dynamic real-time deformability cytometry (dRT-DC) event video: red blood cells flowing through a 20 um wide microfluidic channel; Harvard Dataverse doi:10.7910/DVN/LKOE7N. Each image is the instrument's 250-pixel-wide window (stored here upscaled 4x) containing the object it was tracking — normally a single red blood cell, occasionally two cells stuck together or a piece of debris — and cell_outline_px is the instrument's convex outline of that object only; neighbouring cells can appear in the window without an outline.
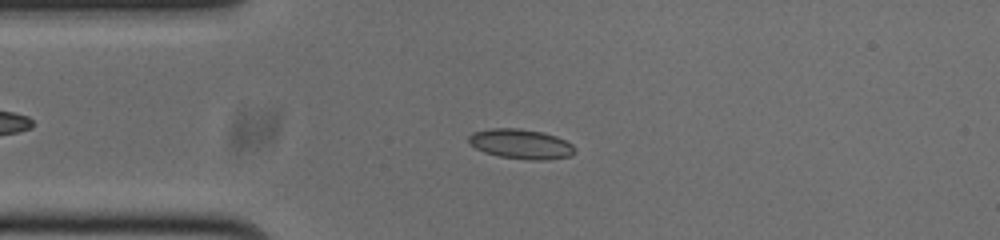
{"species": "common noctule bat (a hibernating species)", "species_latin": "Nyctalus noctula", "temperature_condition": "cold", "stored_images_in_passage": 52, "camera_frame_rate_fps": 3000, "um_per_image_px": 0.085, "animal": {"sex": "male", "body_mass_g": 20.0, "forearm_length_mm": 53.3}, "frame": {"image": 1, "passage_image": 11, "time_ms": 3.333, "image_size_px": [1000, 240], "cell_outline_px": [[576, 152], [568, 156], [548, 160], [528, 160], [500, 156], [484, 152], [468, 144], [468, 136], [472, 132], [488, 128], [520, 128], [544, 132], [556, 136], [572, 144], [576, 148]], "centroid_in_image_um": [44.26, 12.23], "position_along_channel_um": 40.7, "area_um2": 18.67}}
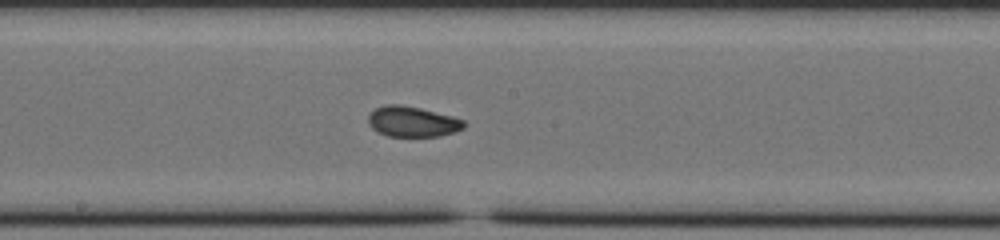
{"frame": {"image": 2, "passage_image": 26, "time_ms": 8.333, "image_size_px": [1000, 240], "cell_outline_px": [[464, 128], [456, 132], [440, 136], [388, 136], [376, 132], [368, 124], [368, 116], [376, 108], [384, 104], [400, 104], [420, 108], [452, 116], [464, 120]], "centroid_in_image_um": [35.04, 10.34], "position_along_channel_um": 213.2, "area_um2": 17.05}}
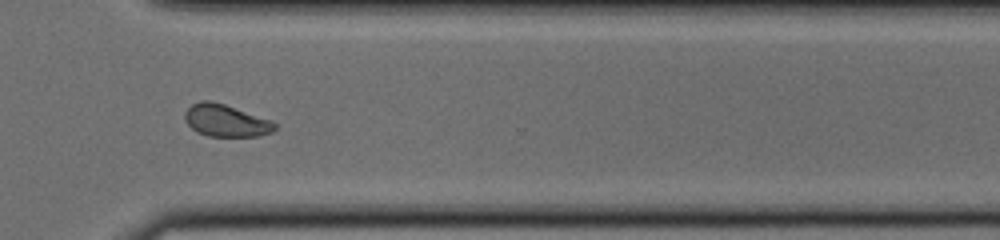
{"frame": {"image": 3, "passage_image": 37, "time_ms": 12.0, "image_size_px": [1000, 240], "cell_outline_px": [[276, 128], [272, 132], [260, 136], [208, 136], [196, 132], [184, 120], [184, 112], [192, 104], [200, 100], [212, 100], [272, 120], [276, 124]], "centroid_in_image_um": [19.19, 10.24], "position_along_channel_um": 351.4, "area_um2": 16.99}, "authors_computed_cell_mechanics": {"area_um2": 17.34, "velocity_mm_per_s": 3.7605, "shape_relaxation_time_tau1_ms": 4.0609, "shape_relaxation_time_tau2_ms": 1.3197, "deformation_change_tau1": 0.0812, "deformation_change_tau2": 0.0475}}